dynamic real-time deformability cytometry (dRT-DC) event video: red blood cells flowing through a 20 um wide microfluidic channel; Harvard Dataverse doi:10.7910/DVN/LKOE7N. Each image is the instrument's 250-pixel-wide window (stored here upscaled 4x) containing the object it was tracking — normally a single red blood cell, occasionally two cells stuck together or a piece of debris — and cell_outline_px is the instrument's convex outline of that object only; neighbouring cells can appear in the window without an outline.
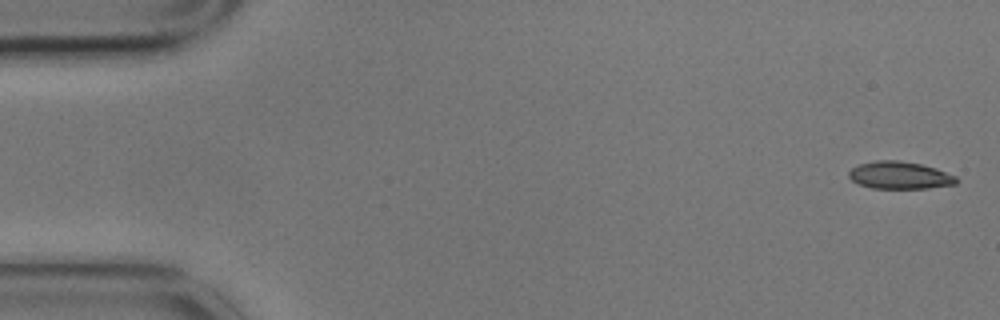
{"species": "common noctule bat (a hibernating species)", "species_latin": "Nyctalus noctula", "temperature_condition": "cold", "stored_images_in_passage": 4, "camera_frame_rate_fps": 3000, "um_per_image_px": 0.085, "animal": {"sex": "male", "body_mass_g": 17.9}, "frame": {"image": 1, "passage_image": 1, "time_ms": 0.0, "image_size_px": [1000, 320], "cell_outline_px": [[960, 180], [956, 184], [928, 188], [872, 188], [860, 184], [852, 180], [848, 176], [848, 172], [852, 168], [860, 164], [876, 160], [896, 160], [920, 164], [936, 168], [956, 176]], "centroid_in_image_um": [76.5, 14.9], "position_along_channel_um": 8.5, "area_um2": 17.11}}